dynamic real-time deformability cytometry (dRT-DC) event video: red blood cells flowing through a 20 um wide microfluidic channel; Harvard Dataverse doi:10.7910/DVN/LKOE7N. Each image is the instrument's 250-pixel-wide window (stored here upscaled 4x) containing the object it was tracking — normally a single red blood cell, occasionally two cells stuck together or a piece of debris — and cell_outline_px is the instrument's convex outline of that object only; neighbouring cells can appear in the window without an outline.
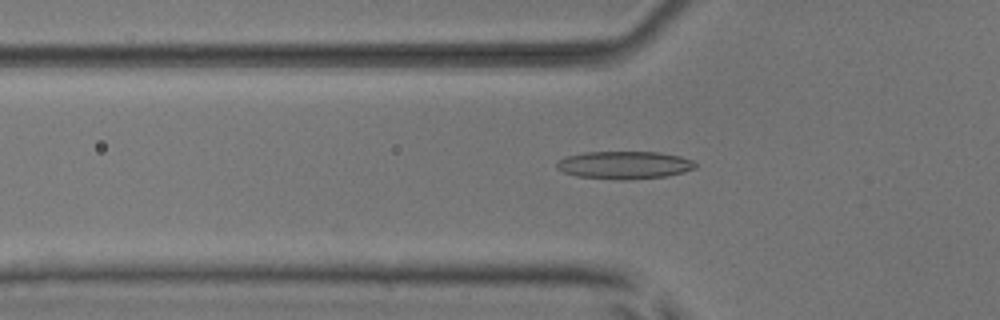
{"species": "common noctule bat (a hibernating species)", "species_latin": "Nyctalus noctula", "temperature_condition": "room temperature", "stored_images_in_passage": 43, "camera_frame_rate_fps": 3000, "um_per_image_px": 0.085, "animal": {"sex": "male", "body_mass_g": 17.9, "forearm_length_mm": 54.2}, "frame": {"image": 1, "passage_image": 18, "time_ms": 5.667, "image_size_px": [1000, 320], "cell_outline_px": [[696, 168], [684, 172], [664, 176], [624, 180], [576, 176], [564, 172], [556, 168], [556, 164], [560, 160], [568, 156], [584, 152], [660, 152], [680, 156], [692, 160], [696, 164]], "centroid_in_image_um": [53.09, 14.02], "position_along_channel_um": 72.7, "area_um2": 22.25}}
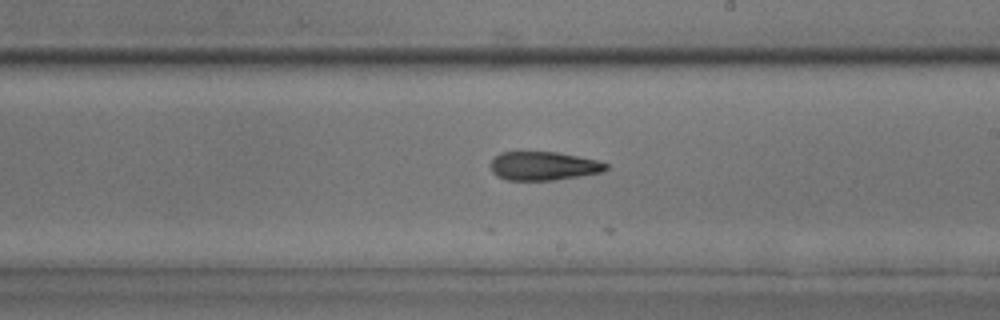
{"frame": {"image": 2, "passage_image": 31, "time_ms": 10.0, "image_size_px": [1000, 320], "cell_outline_px": [[608, 168], [604, 172], [556, 180], [508, 180], [496, 176], [492, 172], [492, 160], [500, 152], [560, 152], [596, 160], [608, 164]], "centroid_in_image_um": [46.23, 14.11], "position_along_channel_um": 242.8, "area_um2": 19.31}}
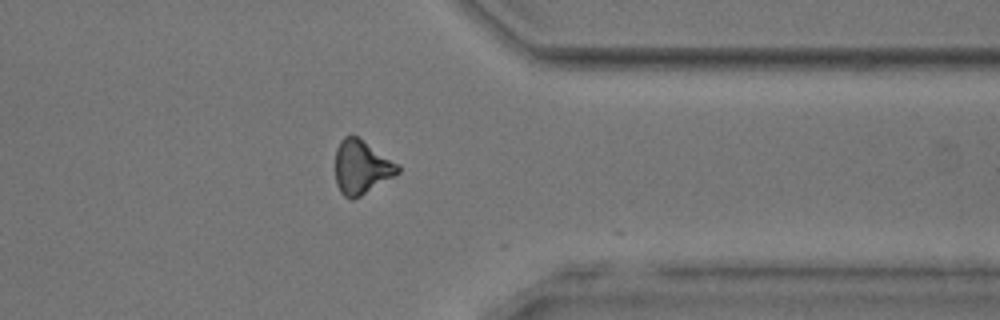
{"frame": {"image": 3, "passage_image": 42, "time_ms": 13.667, "image_size_px": [1000, 320], "cell_outline_px": [[400, 172], [360, 196], [352, 200], [344, 196], [340, 192], [336, 184], [336, 148], [340, 140], [344, 136], [352, 132], [400, 164]], "centroid_in_image_um": [30.72, 14.16], "position_along_channel_um": 380.7, "area_um2": 19.88}, "authors_computed_cell_mechanics": {"area_um2": 20.4034, "velocity_mm_per_s": 3.938, "shape_relaxation_time_tau1_ms": null, "shape_relaxation_time_tau2_ms": 4.9571, "deformation_change_tau1": null, "deformation_change_tau2": 0.1422}}